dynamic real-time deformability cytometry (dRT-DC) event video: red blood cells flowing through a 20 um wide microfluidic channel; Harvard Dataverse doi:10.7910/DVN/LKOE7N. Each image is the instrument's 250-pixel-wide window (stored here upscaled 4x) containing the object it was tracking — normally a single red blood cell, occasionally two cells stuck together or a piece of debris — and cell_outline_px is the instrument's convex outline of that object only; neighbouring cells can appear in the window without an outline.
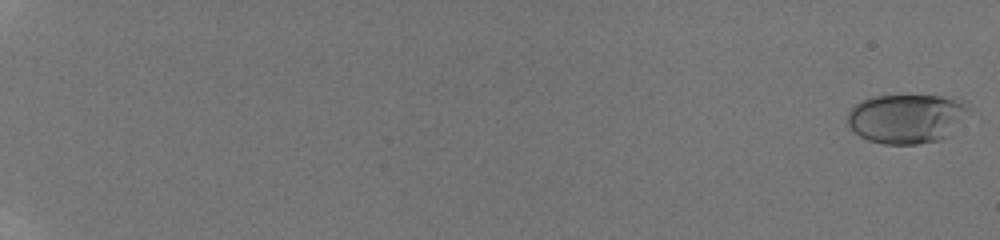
{"species": "human", "species_latin": "Homo sapiens", "temperature_condition": "room temperature", "stored_images_in_passage": 4, "camera_frame_rate_fps": 3000, "um_per_image_px": 0.085, "donor": {"sex": "male"}, "frame": {"image": 1, "passage_image": 1, "time_ms": 0.0, "image_size_px": [1000, 240], "cell_outline_px": [[968, 108], [948, 136], [940, 140], [916, 144], [884, 144], [868, 140], [860, 136], [848, 124], [848, 112], [860, 100], [872, 96], [940, 96], [968, 100]], "centroid_in_image_um": [77.03, 10.06], "position_along_channel_um": 8.0, "area_um2": 34.51}}